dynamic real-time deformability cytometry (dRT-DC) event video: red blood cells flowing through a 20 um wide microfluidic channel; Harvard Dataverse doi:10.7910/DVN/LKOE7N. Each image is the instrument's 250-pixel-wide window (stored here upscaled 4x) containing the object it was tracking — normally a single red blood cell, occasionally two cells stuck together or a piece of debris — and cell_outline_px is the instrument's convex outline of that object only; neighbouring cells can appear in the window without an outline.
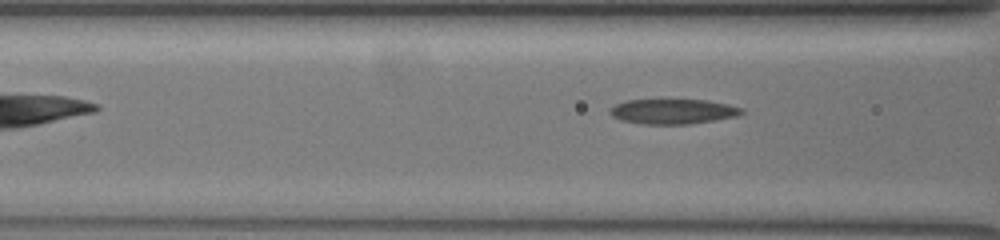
{"species": "common noctule bat (a hibernating species)", "species_latin": "Nyctalus noctula", "temperature_condition": "warm", "stored_images_in_passage": 6, "camera_frame_rate_fps": 3000, "um_per_image_px": 0.085, "animal": {"sex": "female", "body_mass_g": 19.5, "forearm_length_mm": 54.1}, "frame": {"image": 1, "passage_image": 4, "time_ms": 1.0, "image_size_px": [1000, 240], "cell_outline_px": [[744, 112], [736, 116], [688, 124], [644, 124], [620, 120], [612, 116], [608, 112], [616, 104], [628, 100], [708, 100], [744, 108]], "centroid_in_image_um": [57.19, 9.47], "position_along_channel_um": 109.4, "area_um2": 18.96}}